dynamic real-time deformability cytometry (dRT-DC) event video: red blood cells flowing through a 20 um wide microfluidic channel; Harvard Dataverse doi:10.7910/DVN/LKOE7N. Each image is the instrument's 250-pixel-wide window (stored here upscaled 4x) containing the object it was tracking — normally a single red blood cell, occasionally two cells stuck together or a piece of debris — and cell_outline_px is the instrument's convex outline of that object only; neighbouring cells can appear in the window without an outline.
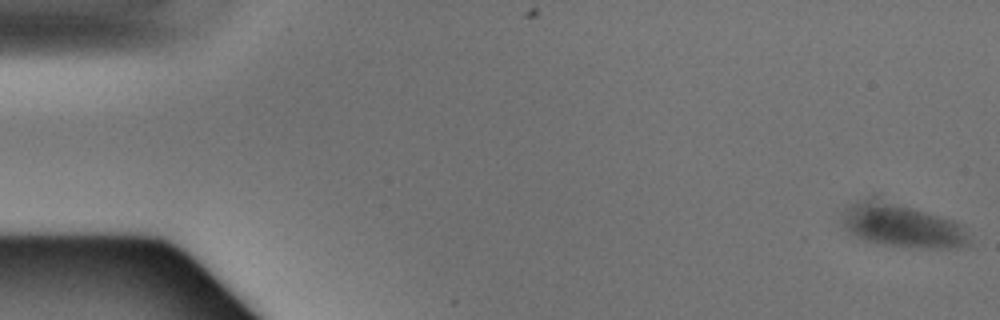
{"species": "Egyptian fruit bat (a non-hibernating species)", "species_latin": "Rousettus aegyptiacus", "temperature_condition": "warm", "stored_images_in_passage": 48, "camera_frame_rate_fps": 3000, "um_per_image_px": 0.085, "animal": {"sex": "male"}, "frame": {"image": 1, "passage_image": 1, "time_ms": 0.0, "image_size_px": [1000, 320], "cell_outline_px": [[968, 244], [956, 248], [912, 248], [880, 244], [864, 240], [856, 236], [844, 228], [840, 212], [848, 204], [872, 192], [880, 192], [952, 220], [960, 224], [968, 236]], "centroid_in_image_um": [76.54, 19.03], "position_along_channel_um": 8.5, "area_um2": 34.51}}
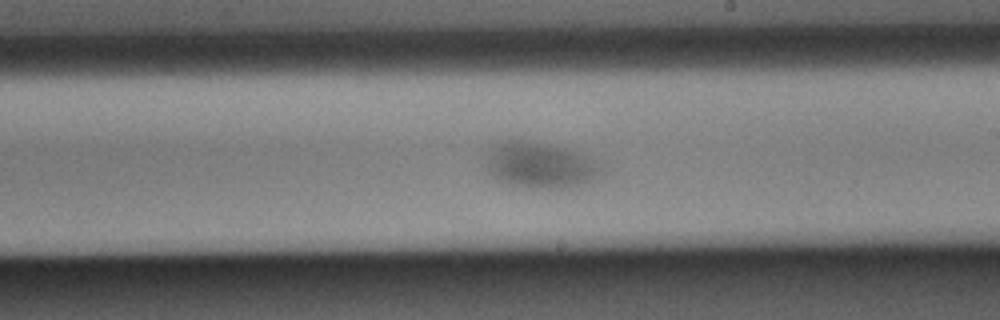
{"frame": {"image": 2, "passage_image": 28, "time_ms": 9.0, "image_size_px": [1000, 320], "cell_outline_px": [[604, 176], [568, 188], [524, 188], [508, 184], [496, 180], [488, 172], [488, 160], [492, 148], [508, 140], [512, 140], [564, 148], [580, 152], [596, 160], [604, 168]], "centroid_in_image_um": [46.01, 14.1], "position_along_channel_um": 243.0, "area_um2": 30.46}}
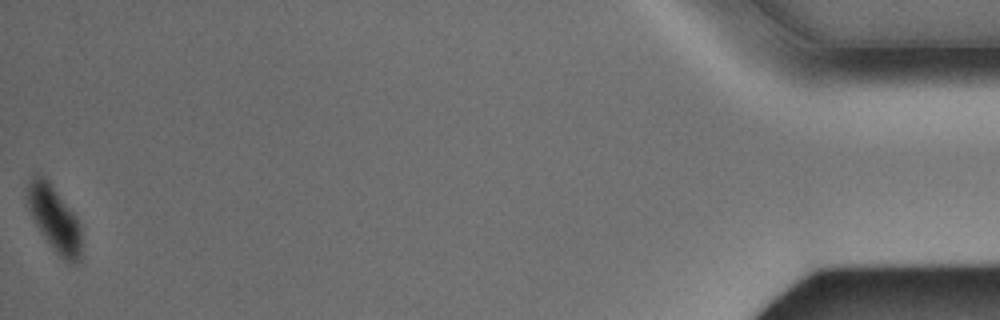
{"frame": {"image": 3, "passage_image": 48, "time_ms": 15.667, "image_size_px": [1000, 320], "cell_outline_px": [[80, 260], [72, 264], [68, 264], [56, 252], [44, 236], [36, 224], [28, 208], [28, 180], [36, 172], [44, 176], [48, 180], [76, 216], [80, 228]], "centroid_in_image_um": [4.62, 18.57], "position_along_channel_um": 430.6, "area_um2": 20.23}}